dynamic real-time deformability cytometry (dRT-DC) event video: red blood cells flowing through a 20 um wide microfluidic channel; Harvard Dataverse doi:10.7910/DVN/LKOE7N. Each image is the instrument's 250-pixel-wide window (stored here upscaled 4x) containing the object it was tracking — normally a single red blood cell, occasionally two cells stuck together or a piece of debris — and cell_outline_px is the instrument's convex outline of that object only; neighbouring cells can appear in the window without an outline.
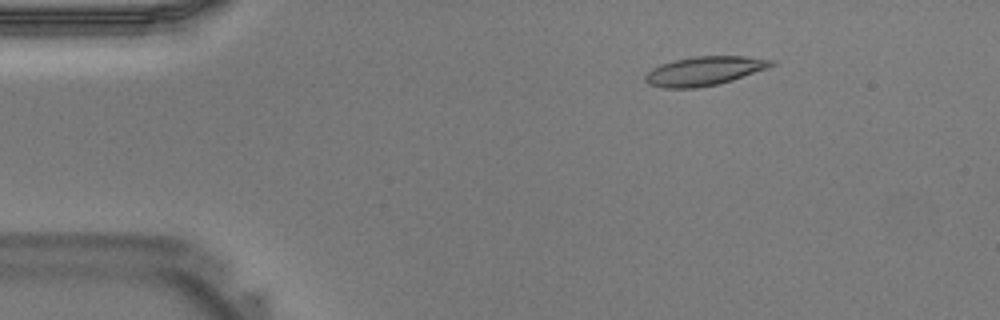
{"species": "Egyptian fruit bat (a non-hibernating species)", "species_latin": "Rousettus aegyptiacus", "temperature_condition": "warm", "stored_images_in_passage": 40, "camera_frame_rate_fps": 3000, "um_per_image_px": 0.085, "animal": {"sex": "male"}, "frame": {"image": 1, "passage_image": 6, "time_ms": 1.667, "image_size_px": [1000, 320], "cell_outline_px": [[776, 64], [768, 68], [732, 80], [716, 84], [696, 88], [664, 88], [648, 84], [644, 80], [644, 76], [652, 68], [660, 64], [676, 60], [696, 56], [744, 56], [776, 60]], "centroid_in_image_um": [59.88, 6.03], "position_along_channel_um": 25.1, "area_um2": 21.27}}
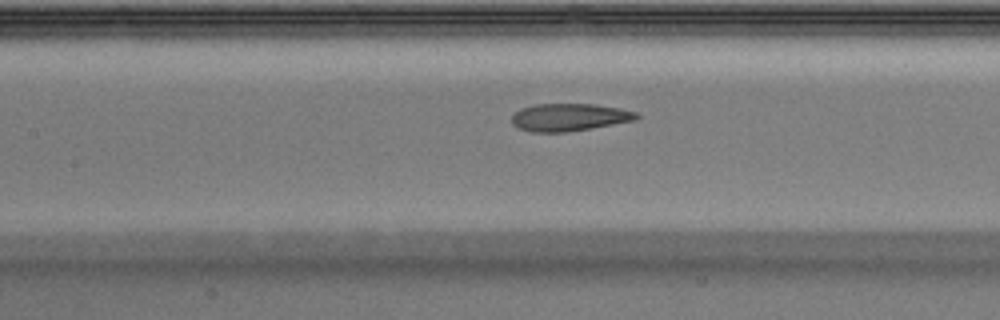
{"frame": {"image": 2, "passage_image": 18, "time_ms": 5.667, "image_size_px": [1000, 320], "cell_outline_px": [[640, 116], [636, 120], [568, 132], [532, 132], [516, 128], [512, 124], [512, 116], [520, 108], [532, 104], [596, 104], [620, 108], [636, 112]], "centroid_in_image_um": [48.36, 9.96], "position_along_channel_um": 159.0, "area_um2": 20.17}}
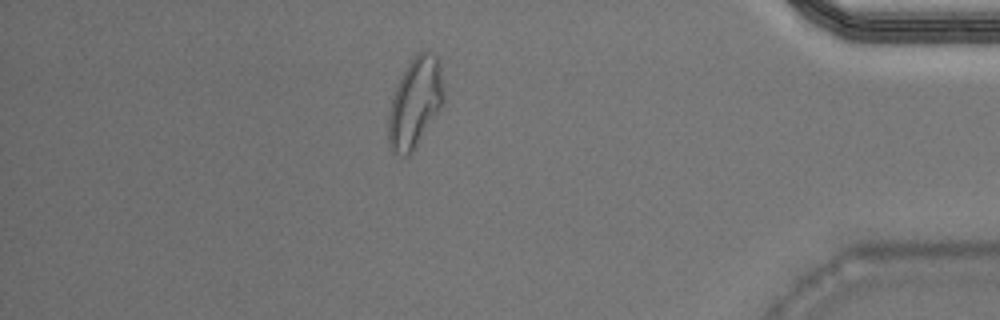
{"frame": {"image": 3, "passage_image": 35, "time_ms": 11.333, "image_size_px": [1000, 320], "cell_outline_px": [[444, 100], [440, 108], [412, 152], [408, 156], [404, 156], [392, 152], [388, 144], [388, 112], [396, 88], [412, 56], [416, 52], [428, 52], [436, 56], [440, 60], [444, 92]], "centroid_in_image_um": [35.28, 8.73], "position_along_channel_um": 399.9, "area_um2": 28.73}}